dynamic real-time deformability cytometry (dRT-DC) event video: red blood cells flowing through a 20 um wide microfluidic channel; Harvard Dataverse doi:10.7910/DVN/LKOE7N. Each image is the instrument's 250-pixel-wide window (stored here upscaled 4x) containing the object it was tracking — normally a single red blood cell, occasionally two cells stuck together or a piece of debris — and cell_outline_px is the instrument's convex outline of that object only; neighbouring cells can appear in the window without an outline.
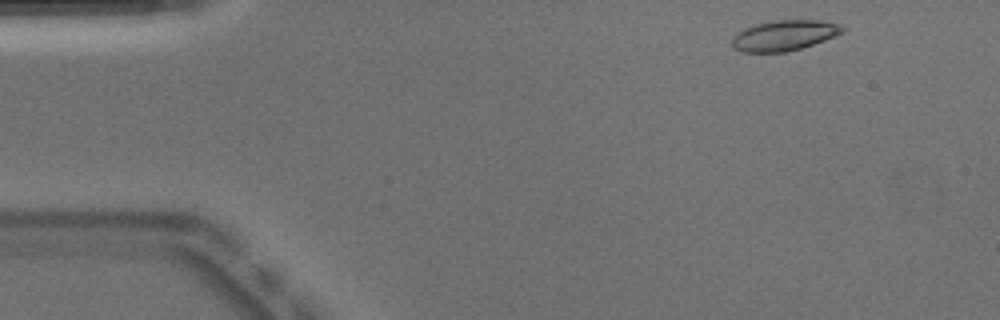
{"species": "Egyptian fruit bat (a non-hibernating species)", "species_latin": "Rousettus aegyptiacus", "temperature_condition": "warm", "stored_images_in_passage": 48, "camera_frame_rate_fps": 3000, "um_per_image_px": 0.085, "animal": {"sex": "male"}, "frame": {"image": 1, "passage_image": 2, "time_ms": 0.333, "image_size_px": [1000, 320], "cell_outline_px": [[844, 32], [836, 36], [800, 48], [784, 52], [740, 52], [732, 48], [732, 36], [744, 28], [756, 24], [776, 20], [816, 20], [836, 24], [844, 28]], "centroid_in_image_um": [66.6, 3.02], "position_along_channel_um": 18.4, "area_um2": 19.42}}
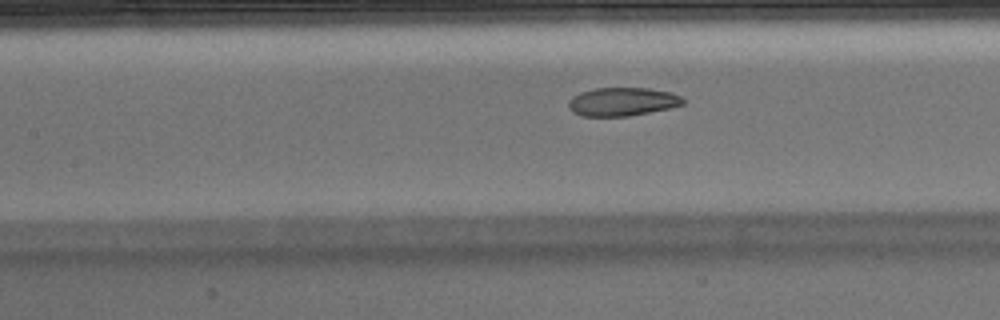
{"frame": {"image": 2, "passage_image": 19, "time_ms": 6.0, "image_size_px": [1000, 320], "cell_outline_px": [[684, 104], [668, 108], [628, 116], [584, 116], [572, 112], [568, 108], [568, 100], [572, 96], [580, 92], [592, 88], [648, 88], [668, 92], [680, 96], [684, 100]], "centroid_in_image_um": [52.83, 8.64], "position_along_channel_um": 154.6, "area_um2": 18.9}}
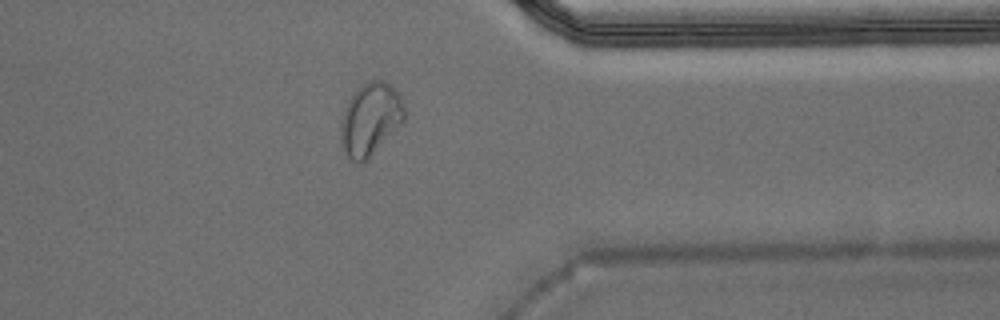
{"frame": {"image": 3, "passage_image": 37, "time_ms": 12.0, "image_size_px": [1000, 320], "cell_outline_px": [[404, 120], [368, 160], [364, 164], [356, 164], [348, 156], [344, 148], [340, 136], [340, 128], [344, 112], [348, 100], [352, 92], [356, 88], [368, 80], [384, 80], [392, 84], [400, 92], [404, 104]], "centroid_in_image_um": [31.49, 10.1], "position_along_channel_um": 379.9, "area_um2": 27.22}, "authors_computed_cell_mechanics": {"area_um2": 20.1722, "velocity_mm_per_s": 3.9141, "shape_relaxation_time_tau1_ms": null, "shape_relaxation_time_tau2_ms": 1.3267, "deformation_change_tau1": null, "deformation_change_tau2": 0.0637}}